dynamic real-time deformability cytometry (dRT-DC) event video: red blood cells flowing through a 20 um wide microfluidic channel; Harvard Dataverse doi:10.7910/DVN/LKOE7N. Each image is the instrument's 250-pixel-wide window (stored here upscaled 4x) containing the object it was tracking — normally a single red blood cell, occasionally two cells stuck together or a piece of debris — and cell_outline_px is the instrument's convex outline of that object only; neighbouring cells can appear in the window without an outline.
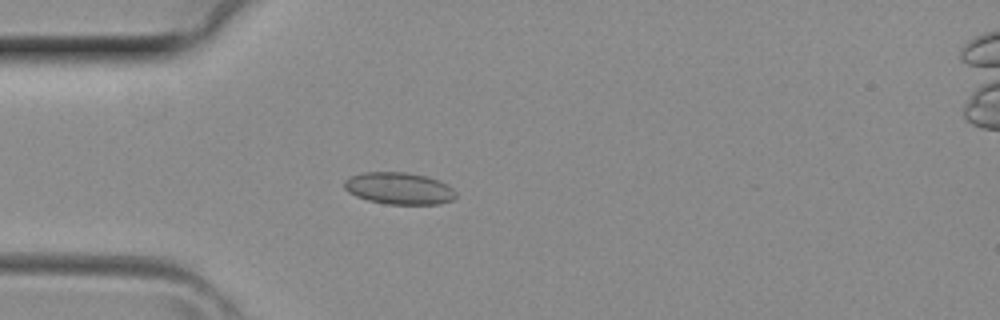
{"species": "common noctule bat (a hibernating species)", "species_latin": "Nyctalus noctula", "temperature_condition": "room temperature", "stored_images_in_passage": 5, "camera_frame_rate_fps": 3000, "um_per_image_px": 0.085, "animal": {"sex": "female", "body_mass_g": 29.2, "forearm_length_mm": 56.3}, "frame": {"image": 1, "passage_image": 4, "time_ms": 1.0, "image_size_px": [1000, 320], "cell_outline_px": [[456, 196], [452, 200], [436, 204], [384, 204], [368, 200], [356, 196], [348, 192], [344, 188], [344, 180], [352, 176], [364, 172], [404, 172], [424, 176], [440, 180], [448, 184], [456, 192]], "centroid_in_image_um": [33.92, 16.01], "position_along_channel_um": 51.1, "area_um2": 20.75}}